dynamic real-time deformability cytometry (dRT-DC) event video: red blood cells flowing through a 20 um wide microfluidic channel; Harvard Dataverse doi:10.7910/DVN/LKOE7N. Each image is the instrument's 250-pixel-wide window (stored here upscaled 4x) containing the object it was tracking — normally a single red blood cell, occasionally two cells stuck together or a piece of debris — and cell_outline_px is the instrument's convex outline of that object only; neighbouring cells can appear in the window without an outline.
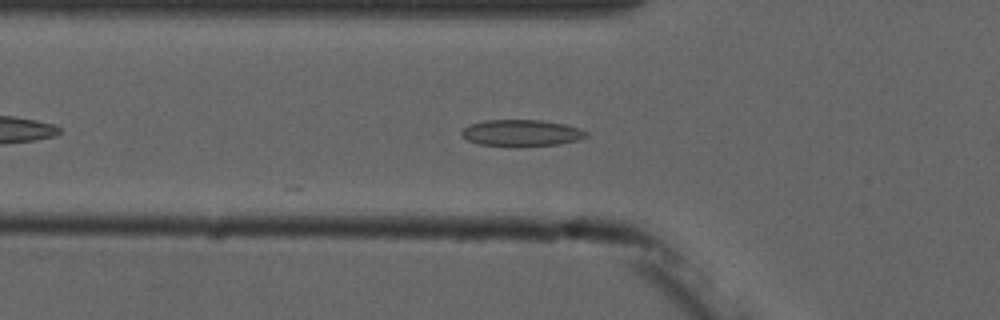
{"species": "common noctule bat (a hibernating species)", "species_latin": "Nyctalus noctula", "temperature_condition": "cold", "stored_images_in_passage": 6, "camera_frame_rate_fps": 3000, "um_per_image_px": 0.085, "animal": {"sex": "male", "forearm_length_mm": 52.5}, "frame": {"image": 1, "passage_image": 5, "time_ms": 4.667, "image_size_px": [1000, 320], "cell_outline_px": [[588, 136], [576, 140], [560, 144], [520, 148], [516, 148], [480, 144], [468, 140], [460, 132], [464, 128], [472, 124], [484, 120], [540, 120], [564, 124], [580, 128], [588, 132]], "centroid_in_image_um": [44.35, 11.33], "position_along_channel_um": 81.5, "area_um2": 19.59}}
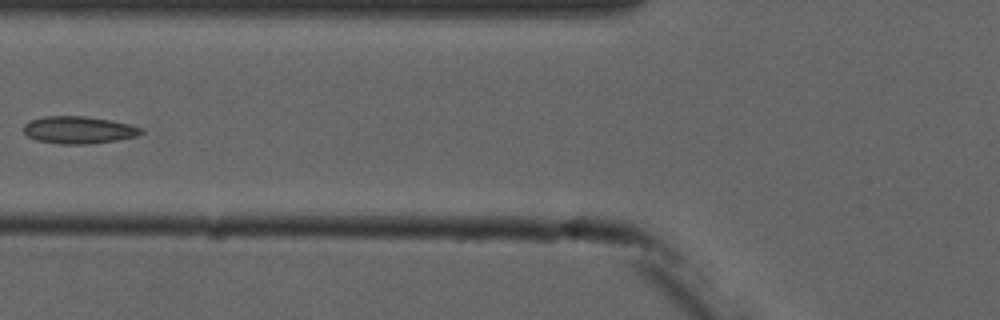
{"frame": {"image": 2, "passage_image": 6, "time_ms": 5.667, "image_size_px": [1000, 320], "cell_outline_px": [[144, 132], [136, 136], [116, 140], [88, 144], [60, 144], [36, 140], [28, 136], [24, 132], [24, 124], [28, 120], [44, 116], [84, 116], [108, 120], [128, 124], [144, 128]], "centroid_in_image_um": [6.66, 11.04], "position_along_channel_um": 119.1, "area_um2": 18.67}}